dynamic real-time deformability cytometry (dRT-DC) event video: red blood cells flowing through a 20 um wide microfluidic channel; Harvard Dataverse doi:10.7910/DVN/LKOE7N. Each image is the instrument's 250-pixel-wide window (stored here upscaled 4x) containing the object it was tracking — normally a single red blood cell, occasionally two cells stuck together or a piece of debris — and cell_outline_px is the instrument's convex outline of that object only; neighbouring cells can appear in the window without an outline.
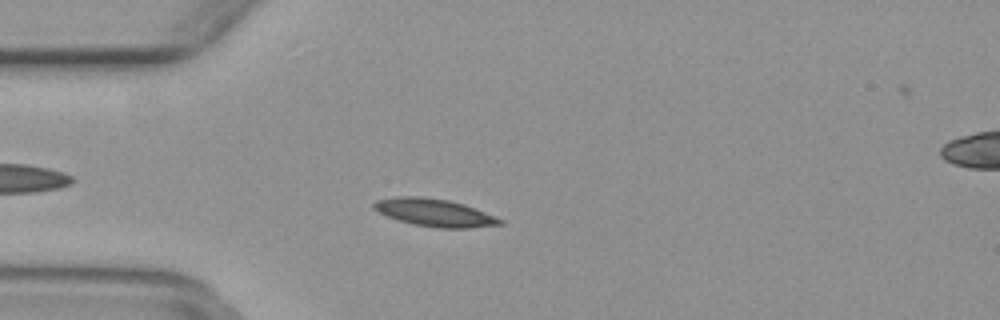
{"species": "common noctule bat (a hibernating species)", "species_latin": "Nyctalus noctula", "temperature_condition": "warm", "stored_images_in_passage": 48, "camera_frame_rate_fps": 3000, "um_per_image_px": 0.085, "animal": {"sex": "female", "body_mass_g": 29.2, "forearm_length_mm": 56.3}, "frame": {"image": 1, "passage_image": 10, "time_ms": 3.0, "image_size_px": [1000, 320], "cell_outline_px": [[504, 224], [468, 228], [436, 228], [412, 224], [388, 216], [372, 208], [372, 204], [376, 200], [396, 196], [424, 196], [448, 200], [464, 204], [496, 216], [504, 220]], "centroid_in_image_um": [36.95, 18.07], "position_along_channel_um": 48.0, "area_um2": 20.4}}
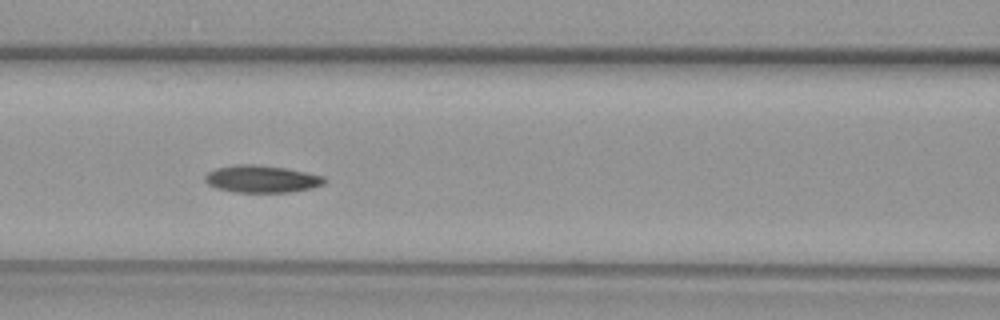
{"frame": {"image": 2, "passage_image": 18, "time_ms": 5.667, "image_size_px": [1000, 320], "cell_outline_px": [[328, 180], [324, 184], [312, 188], [288, 192], [236, 192], [216, 188], [208, 184], [204, 180], [204, 176], [208, 172], [216, 168], [236, 164], [252, 164], [284, 168], [324, 176]], "centroid_in_image_um": [22.23, 15.21], "position_along_channel_um": 144.4, "area_um2": 18.9}}
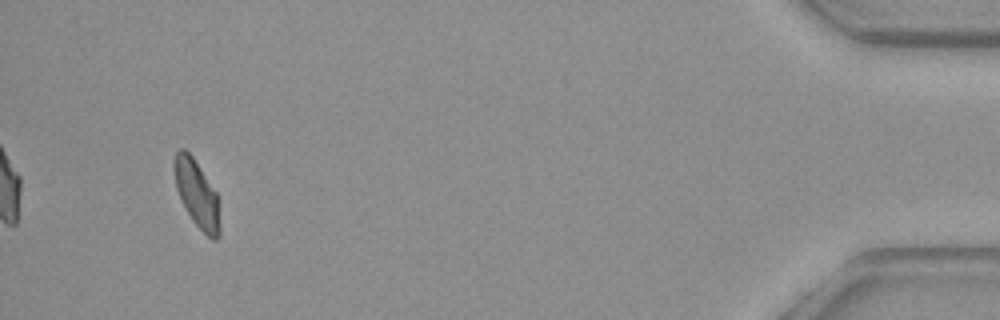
{"frame": {"image": 3, "passage_image": 44, "time_ms": 14.333, "image_size_px": [1000, 320], "cell_outline_px": [[220, 236], [216, 240], [212, 240], [192, 220], [176, 188], [172, 164], [176, 152], [180, 148], [184, 148], [192, 156], [216, 192], [220, 228]], "centroid_in_image_um": [16.72, 16.46], "position_along_channel_um": 418.5, "area_um2": 17.51}}